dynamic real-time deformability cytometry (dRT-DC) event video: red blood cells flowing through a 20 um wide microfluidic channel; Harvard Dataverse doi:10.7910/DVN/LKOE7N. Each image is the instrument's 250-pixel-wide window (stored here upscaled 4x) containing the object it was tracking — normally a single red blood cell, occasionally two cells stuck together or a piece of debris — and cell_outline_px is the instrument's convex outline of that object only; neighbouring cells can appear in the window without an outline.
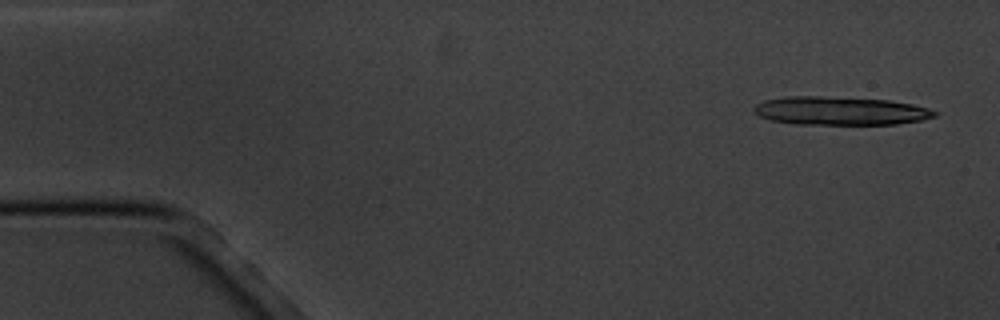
{"species": "common noctule bat (a hibernating species)", "species_latin": "Nyctalus noctula", "temperature_condition": "cold", "stored_images_in_passage": 5, "camera_frame_rate_fps": 3000, "um_per_image_px": 0.085, "animal": {"sex": "male", "body_mass_g": 20.1, "forearm_length_mm": 53.5}, "frame": {"image": 1, "passage_image": 1, "time_ms": 0.0, "image_size_px": [1000, 320], "cell_outline_px": [[940, 112], [936, 116], [920, 120], [896, 124], [796, 124], [772, 120], [760, 116], [752, 112], [752, 108], [756, 104], [764, 100], [788, 96], [824, 96], [888, 100], [912, 104], [928, 108]], "centroid_in_image_um": [71.41, 9.41], "position_along_channel_um": 13.6, "area_um2": 29.94}}
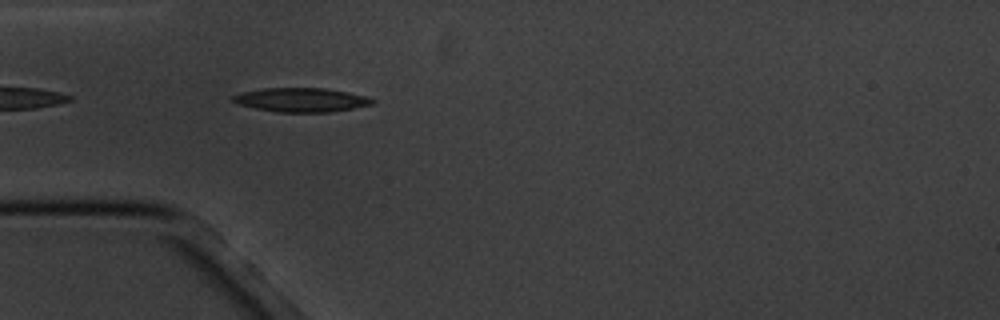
{"frame": {"image": 2, "passage_image": 5, "time_ms": 4.667, "image_size_px": [1000, 320], "cell_outline_px": [[376, 100], [372, 104], [352, 108], [328, 112], [280, 112], [256, 108], [240, 104], [232, 100], [232, 96], [240, 92], [264, 88], [324, 88], [348, 92], [368, 96]], "centroid_in_image_um": [25.62, 8.48], "position_along_channel_um": 59.4, "area_um2": 19.36}}